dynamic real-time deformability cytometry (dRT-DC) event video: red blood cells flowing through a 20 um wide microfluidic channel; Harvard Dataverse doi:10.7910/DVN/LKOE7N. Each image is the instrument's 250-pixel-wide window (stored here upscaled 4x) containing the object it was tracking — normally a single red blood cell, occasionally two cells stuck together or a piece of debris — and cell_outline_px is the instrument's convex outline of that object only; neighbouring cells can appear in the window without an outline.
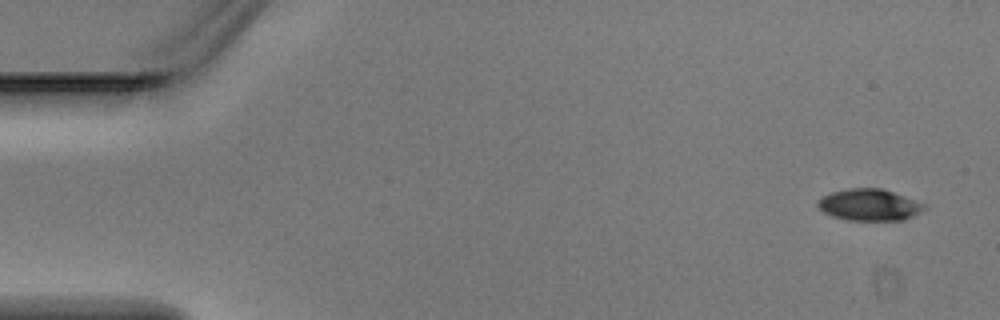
{"species": "Egyptian fruit bat (a non-hibernating species)", "species_latin": "Rousettus aegyptiacus", "temperature_condition": "warm", "stored_images_in_passage": 5, "segment_of_instrument_passage": [1, 2], "camera_frame_rate_fps": 3000, "um_per_image_px": 0.085, "animal": {"sex": "male"}, "frame": {"image": 1, "passage_image": 1, "time_ms": 0.0, "image_size_px": [1000, 320], "cell_outline_px": [[928, 208], [904, 220], [848, 220], [832, 216], [824, 212], [816, 204], [820, 196], [832, 192], [848, 188], [880, 188], [928, 204]], "centroid_in_image_um": [73.9, 17.41], "position_along_channel_um": 11.1, "area_um2": 19.71}}
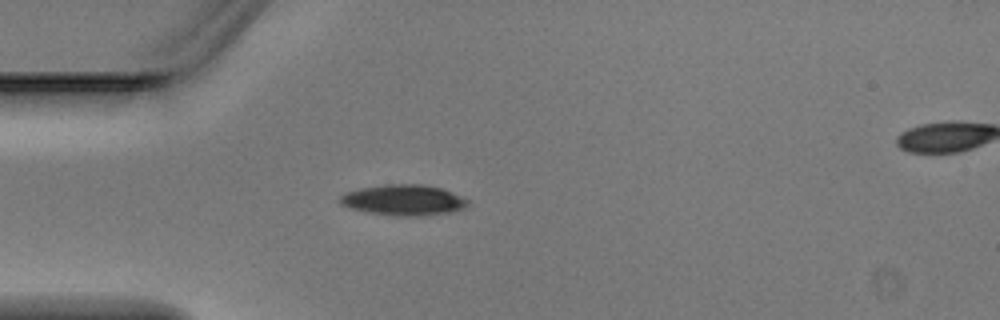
{"frame": {"image": 2, "passage_image": 4, "time_ms": 1.0, "image_size_px": [1000, 320], "cell_outline_px": [[468, 204], [464, 208], [448, 212], [420, 216], [400, 216], [368, 212], [348, 208], [340, 204], [340, 196], [344, 192], [360, 188], [384, 184], [424, 184], [440, 188], [452, 192], [468, 200]], "centroid_in_image_um": [34.26, 16.99], "position_along_channel_um": 50.7, "area_um2": 22.83}}